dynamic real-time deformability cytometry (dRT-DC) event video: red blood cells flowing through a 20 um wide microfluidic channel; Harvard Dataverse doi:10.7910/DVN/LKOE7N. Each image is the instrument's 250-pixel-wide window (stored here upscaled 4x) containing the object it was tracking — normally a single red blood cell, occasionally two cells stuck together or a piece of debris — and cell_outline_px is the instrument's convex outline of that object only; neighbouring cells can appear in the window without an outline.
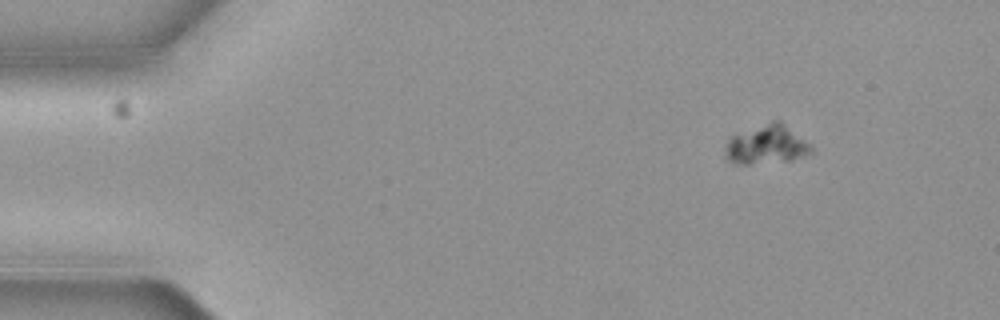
{"species": "common noctule bat (a hibernating species)", "species_latin": "Nyctalus noctula", "temperature_condition": "cold", "stored_images_in_passage": 5, "camera_frame_rate_fps": 3000, "um_per_image_px": 0.085, "animal": {"sex": "female", "body_mass_g": 19.3, "forearm_length_mm": 54.1}, "frame": {"image": 1, "passage_image": 1, "time_ms": 0.0, "image_size_px": [1000, 320], "cell_outline_px": [[812, 148], [808, 152], [788, 160], [748, 164], [732, 164], [728, 160], [728, 140], [732, 136], [772, 120], [780, 120], [808, 144]], "centroid_in_image_um": [65.12, 12.28], "position_along_channel_um": 19.9, "area_um2": 18.5}}
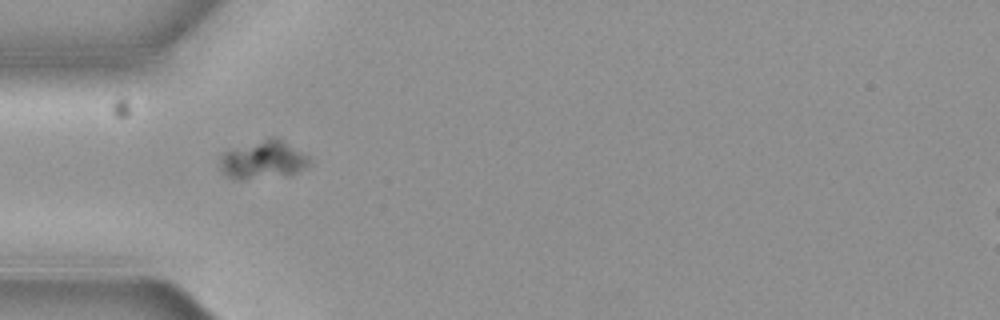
{"frame": {"image": 2, "passage_image": 4, "time_ms": 1.0, "image_size_px": [1000, 320], "cell_outline_px": [[308, 164], [296, 172], [288, 176], [244, 180], [232, 180], [224, 176], [220, 168], [220, 160], [224, 152], [268, 136], [276, 136], [308, 156]], "centroid_in_image_um": [22.31, 13.61], "position_along_channel_um": 62.7, "area_um2": 20.17}}
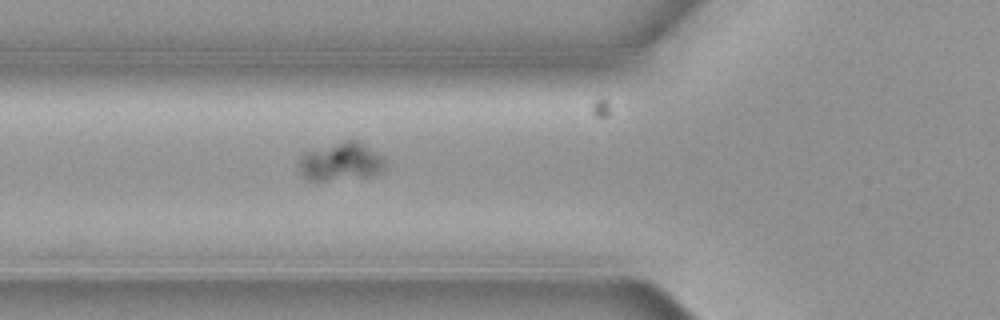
{"frame": {"image": 3, "passage_image": 5, "time_ms": 1.333, "image_size_px": [1000, 320], "cell_outline_px": [[384, 164], [380, 172], [368, 176], [324, 180], [308, 180], [300, 172], [300, 160], [304, 152], [348, 140], [360, 140], [380, 156], [384, 160]], "centroid_in_image_um": [28.96, 13.73], "position_along_channel_um": 96.8, "area_um2": 18.5}}